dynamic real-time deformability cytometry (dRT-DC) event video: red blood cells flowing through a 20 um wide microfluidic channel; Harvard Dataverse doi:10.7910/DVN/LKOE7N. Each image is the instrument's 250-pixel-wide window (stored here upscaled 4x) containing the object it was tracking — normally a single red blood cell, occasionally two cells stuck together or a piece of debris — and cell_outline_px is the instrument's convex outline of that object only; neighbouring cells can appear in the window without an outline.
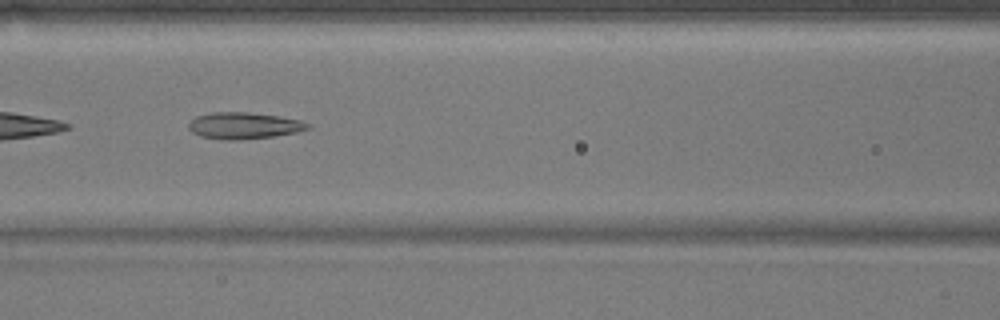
{"species": "common noctule bat (a hibernating species)", "species_latin": "Nyctalus noctula", "temperature_condition": "warm", "stored_images_in_passage": 34, "camera_frame_rate_fps": 3000, "um_per_image_px": 0.085, "animal": {"sex": "male", "body_mass_g": 17.9}, "frame": {"image": 1, "passage_image": 10, "time_ms": 3.0, "image_size_px": [1000, 320], "cell_outline_px": [[312, 128], [296, 132], [272, 136], [240, 140], [228, 140], [200, 136], [192, 132], [188, 128], [188, 124], [196, 116], [212, 112], [248, 112], [276, 116], [300, 120], [312, 124]], "centroid_in_image_um": [20.74, 10.68], "position_along_channel_um": 145.9, "area_um2": 18.38}}
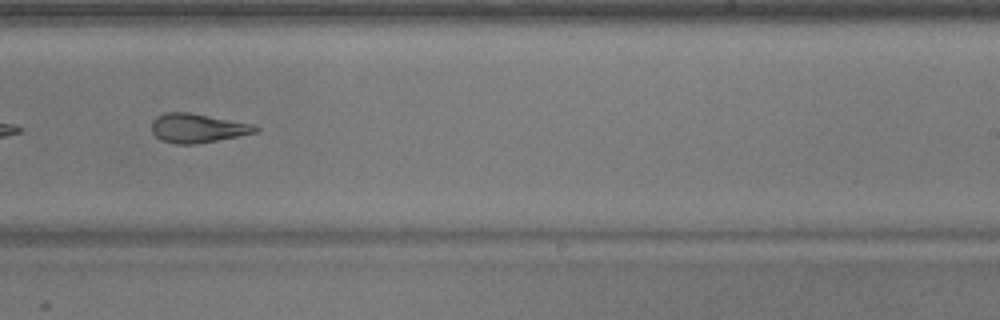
{"frame": {"image": 2, "passage_image": 20, "time_ms": 6.333, "image_size_px": [1000, 320], "cell_outline_px": [[260, 128], [256, 132], [196, 144], [176, 144], [160, 140], [152, 132], [152, 120], [156, 116], [164, 112], [188, 112], [252, 124]], "centroid_in_image_um": [16.72, 10.88], "position_along_channel_um": 272.3, "area_um2": 17.4}, "authors_computed_cell_mechanics": {"area_um2": 18.3804, "velocity_mm_per_s": 3.8047, "shape_relaxation_time_tau1_ms": 7.4375, "shape_relaxation_time_tau2_ms": 2.5737, "deformation_change_tau1": 0.2096, "deformation_change_tau2": 0.1322}}